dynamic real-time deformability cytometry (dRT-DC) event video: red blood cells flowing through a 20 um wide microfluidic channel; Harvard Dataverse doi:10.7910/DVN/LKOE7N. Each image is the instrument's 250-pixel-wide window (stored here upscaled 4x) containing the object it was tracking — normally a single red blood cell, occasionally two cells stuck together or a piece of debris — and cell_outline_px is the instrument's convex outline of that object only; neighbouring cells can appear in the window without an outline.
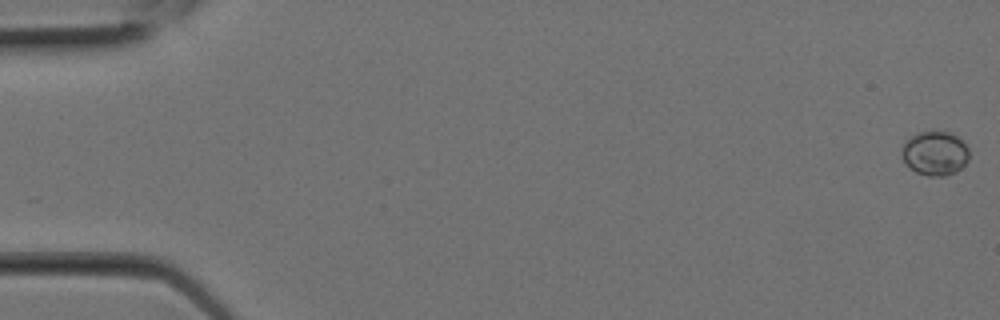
{"species": "Egyptian fruit bat (a non-hibernating species)", "species_latin": "Rousettus aegyptiacus", "temperature_condition": "room temperature", "stored_images_in_passage": 9, "camera_frame_rate_fps": 3000, "um_per_image_px": 0.085, "animal": {"sex": "female"}, "frame": {"image": 1, "passage_image": 1, "time_ms": 0.0, "image_size_px": [1000, 320], "cell_outline_px": [[968, 160], [956, 172], [944, 176], [928, 176], [916, 172], [904, 164], [900, 156], [900, 152], [904, 144], [916, 132], [932, 128], [948, 132], [956, 136], [968, 148]], "centroid_in_image_um": [79.42, 13.0], "position_along_channel_um": 5.6, "area_um2": 17.74}}
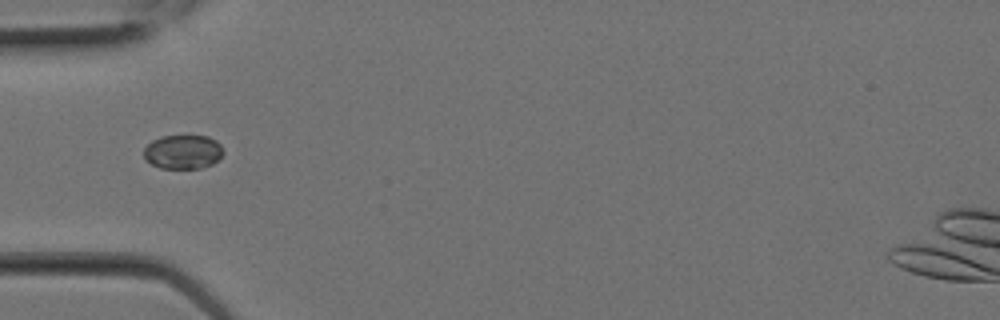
{"frame": {"image": 2, "passage_image": 8, "time_ms": 2.333, "image_size_px": [1000, 320], "cell_outline_px": [[224, 152], [212, 164], [200, 168], [160, 168], [144, 160], [144, 148], [152, 140], [160, 136], [208, 136], [216, 140], [224, 148]], "centroid_in_image_um": [15.54, 12.9], "position_along_channel_um": 69.5, "area_um2": 15.84}}
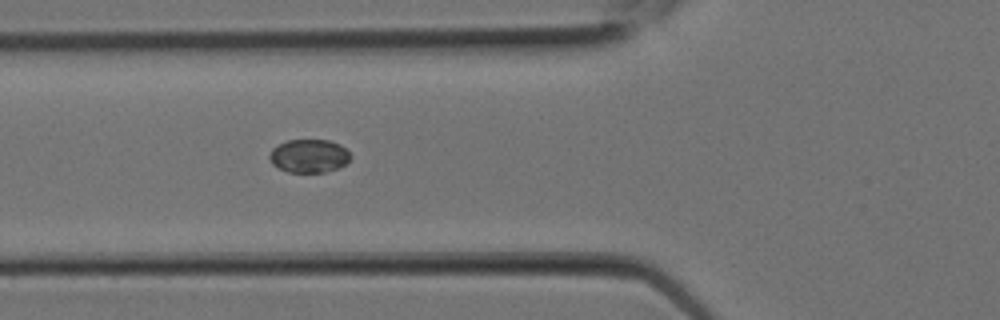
{"frame": {"image": 3, "passage_image": 9, "time_ms": 2.667, "image_size_px": [1000, 320], "cell_outline_px": [[352, 156], [344, 164], [336, 168], [324, 172], [288, 172], [272, 164], [268, 156], [272, 148], [288, 140], [328, 140], [340, 144]], "centroid_in_image_um": [26.24, 13.25], "position_along_channel_um": 99.6, "area_um2": 15.55}}